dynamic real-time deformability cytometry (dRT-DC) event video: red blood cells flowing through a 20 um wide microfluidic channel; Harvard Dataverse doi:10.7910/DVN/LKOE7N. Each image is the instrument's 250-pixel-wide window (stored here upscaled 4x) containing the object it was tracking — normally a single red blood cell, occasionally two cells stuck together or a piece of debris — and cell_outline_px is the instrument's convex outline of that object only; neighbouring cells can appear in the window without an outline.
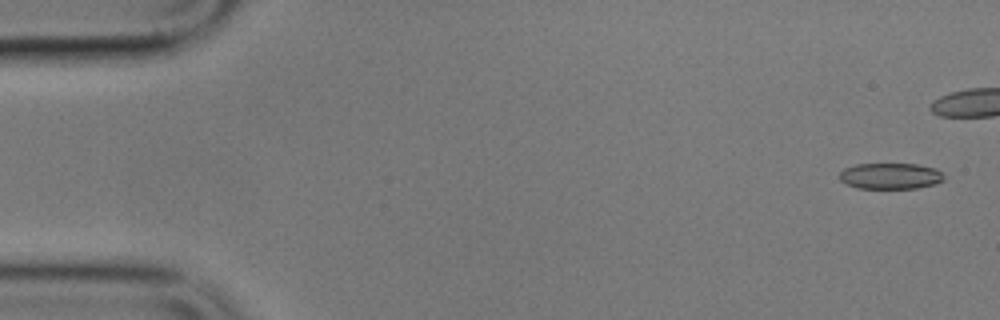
{"species": "common noctule bat (a hibernating species)", "species_latin": "Nyctalus noctula", "temperature_condition": "cold", "stored_images_in_passage": 12, "camera_frame_rate_fps": 3000, "um_per_image_px": 0.085, "animal": {"sex": "male", "body_mass_g": 17.9}, "frame": {"image": 1, "passage_image": 1, "time_ms": 0.0, "image_size_px": [1000, 320], "cell_outline_px": [[944, 180], [936, 184], [916, 188], [856, 188], [840, 180], [840, 172], [844, 168], [856, 164], [916, 164], [936, 168], [944, 172]], "centroid_in_image_um": [75.73, 14.96], "position_along_channel_um": 9.3, "area_um2": 15.95}}
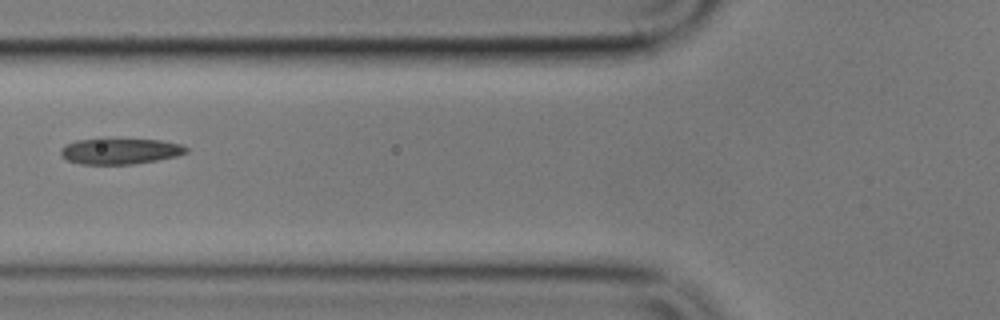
{"frame": {"image": 2, "passage_image": 7, "time_ms": 8.0, "image_size_px": [1000, 320], "cell_outline_px": [[188, 152], [176, 156], [156, 160], [132, 164], [80, 164], [64, 160], [60, 156], [60, 148], [64, 144], [76, 140], [100, 136], [104, 136], [160, 140], [180, 144], [188, 148]], "centroid_in_image_um": [10.11, 12.8], "position_along_channel_um": 115.7, "area_um2": 20.0}}
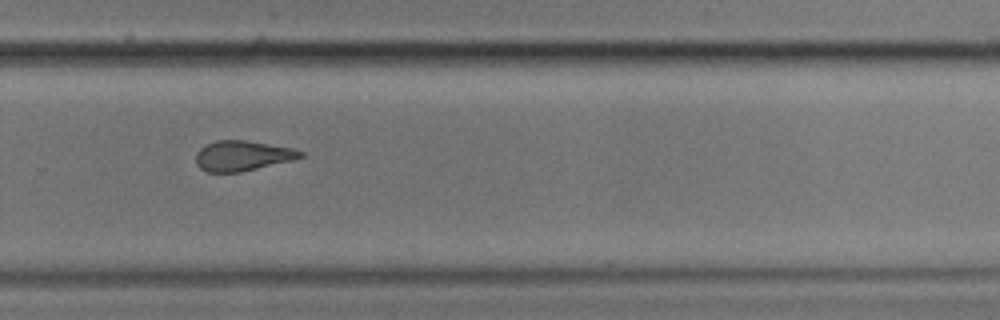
{"frame": {"image": 3, "passage_image": 12, "time_ms": 13.667, "image_size_px": [1000, 320], "cell_outline_px": [[304, 156], [292, 160], [240, 172], [204, 172], [196, 164], [196, 152], [200, 148], [216, 140], [244, 140], [292, 148], [304, 152]], "centroid_in_image_um": [20.58, 13.24], "position_along_channel_um": 309.2, "area_um2": 18.26}}